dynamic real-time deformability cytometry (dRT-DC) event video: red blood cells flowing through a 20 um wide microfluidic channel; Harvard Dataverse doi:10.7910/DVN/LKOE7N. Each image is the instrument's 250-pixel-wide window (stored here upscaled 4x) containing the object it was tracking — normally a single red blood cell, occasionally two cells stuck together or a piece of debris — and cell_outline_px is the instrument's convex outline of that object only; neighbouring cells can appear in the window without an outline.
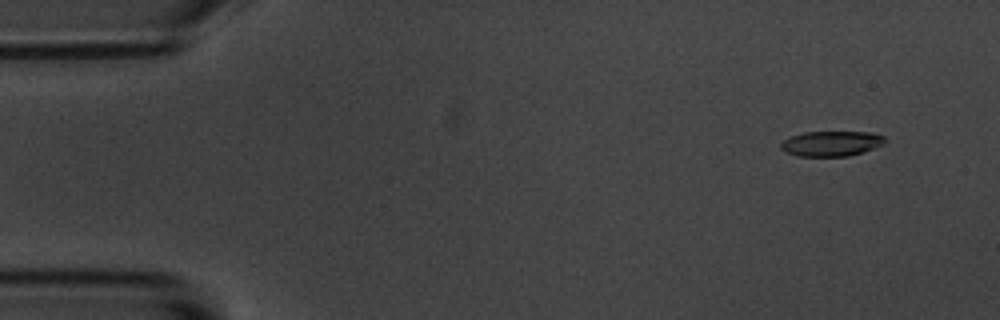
{"species": "common noctule bat (a hibernating species)", "species_latin": "Nyctalus noctula", "temperature_condition": "room temperature", "stored_images_in_passage": 57, "segment_of_instrument_passage": [1, 2], "camera_frame_rate_fps": 3000, "um_per_image_px": 0.085, "animal": {"sex": "male", "body_mass_g": 20.1, "forearm_length_mm": 53.5}, "frame": {"image": 1, "passage_image": 5, "time_ms": 1.333, "image_size_px": [1000, 320], "cell_outline_px": [[888, 140], [884, 144], [864, 152], [848, 156], [796, 156], [780, 148], [780, 144], [784, 140], [792, 136], [804, 132], [872, 132], [884, 136]], "centroid_in_image_um": [70.71, 12.2], "position_along_channel_um": 14.3, "area_um2": 15.32}}
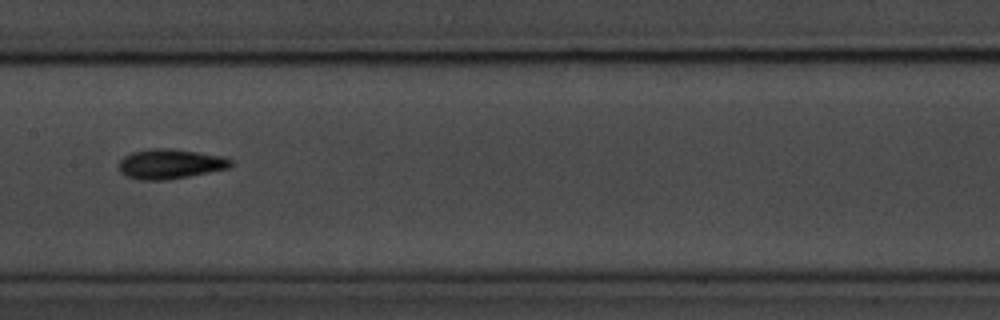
{"frame": {"image": 2, "passage_image": 28, "time_ms": 9.0, "image_size_px": [1000, 320], "cell_outline_px": [[232, 164], [228, 168], [168, 180], [140, 180], [128, 176], [120, 172], [116, 168], [120, 160], [124, 156], [132, 152], [152, 148], [172, 148], [224, 156], [232, 160]], "centroid_in_image_um": [14.43, 13.93], "position_along_channel_um": 193.0, "area_um2": 19.54}}
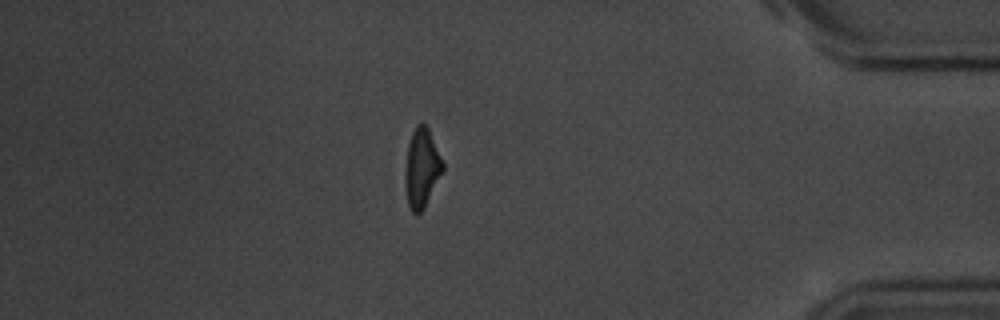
{"frame": {"image": 3, "passage_image": 48, "time_ms": 15.667, "image_size_px": [1000, 320], "cell_outline_px": [[444, 168], [424, 208], [416, 216], [412, 212], [408, 204], [404, 188], [404, 172], [408, 144], [412, 132], [416, 124], [424, 124], [428, 128], [444, 164]], "centroid_in_image_um": [35.81, 14.31], "position_along_channel_um": 399.4, "area_um2": 17.34}}